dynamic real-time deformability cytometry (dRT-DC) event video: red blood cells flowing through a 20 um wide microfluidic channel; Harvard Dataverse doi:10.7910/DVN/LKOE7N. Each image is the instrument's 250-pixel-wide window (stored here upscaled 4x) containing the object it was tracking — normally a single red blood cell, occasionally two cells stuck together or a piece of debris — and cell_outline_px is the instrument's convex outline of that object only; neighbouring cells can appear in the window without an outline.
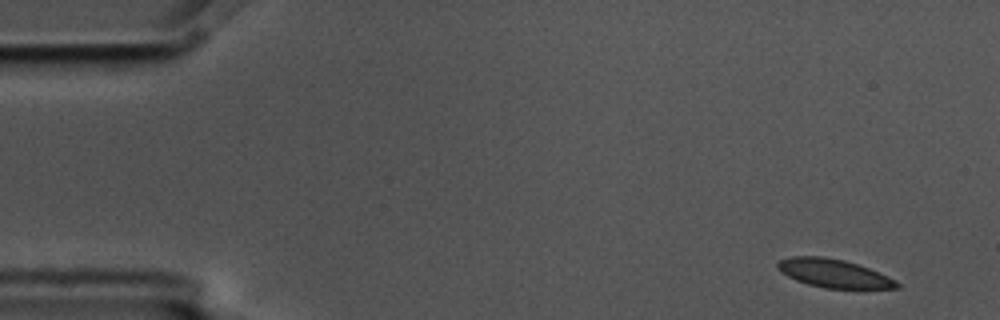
{"species": "common noctule bat (a hibernating species)", "species_latin": "Nyctalus noctula", "temperature_condition": "cold", "stored_images_in_passage": 5, "camera_frame_rate_fps": 3000, "um_per_image_px": 0.085, "animal": {"sex": "male", "body_mass_g": 17.5, "forearm_length_mm": 52.3}, "frame": {"image": 1, "passage_image": 1, "time_ms": 0.0, "image_size_px": [1000, 320], "cell_outline_px": [[900, 288], [824, 288], [808, 284], [796, 280], [780, 272], [776, 268], [776, 264], [780, 260], [792, 256], [824, 256], [844, 260], [880, 272], [896, 280], [900, 284]], "centroid_in_image_um": [70.85, 23.23], "position_along_channel_um": 14.1, "area_um2": 19.71}}